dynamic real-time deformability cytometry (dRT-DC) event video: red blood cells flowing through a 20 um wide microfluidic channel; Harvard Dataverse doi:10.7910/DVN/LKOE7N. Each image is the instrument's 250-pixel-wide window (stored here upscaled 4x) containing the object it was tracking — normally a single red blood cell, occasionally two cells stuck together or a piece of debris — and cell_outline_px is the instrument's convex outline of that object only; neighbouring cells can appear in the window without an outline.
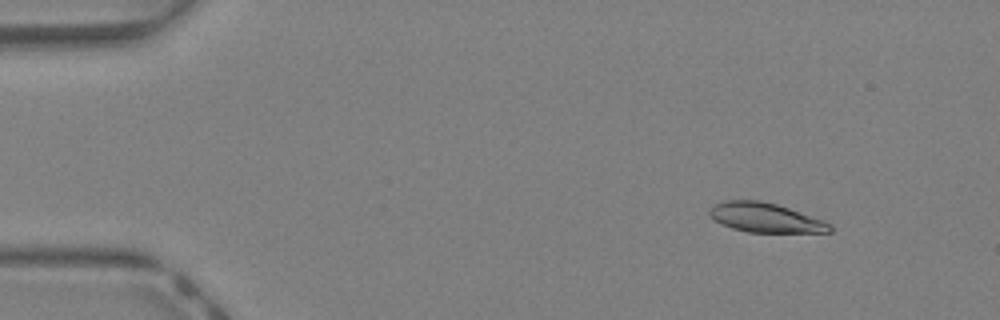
{"species": "Egyptian fruit bat (a non-hibernating species)", "species_latin": "Rousettus aegyptiacus", "temperature_condition": "warm", "stored_images_in_passage": 42, "camera_frame_rate_fps": 3000, "um_per_image_px": 0.085, "animal": {"sex": "female"}, "frame": {"image": 1, "passage_image": 5, "time_ms": 1.333, "image_size_px": [1000, 320], "cell_outline_px": [[832, 232], [748, 232], [732, 228], [712, 220], [708, 216], [708, 212], [716, 204], [724, 200], [760, 200], [776, 204], [824, 220], [832, 224]], "centroid_in_image_um": [65.04, 18.5], "position_along_channel_um": 20.0, "area_um2": 20.63}}
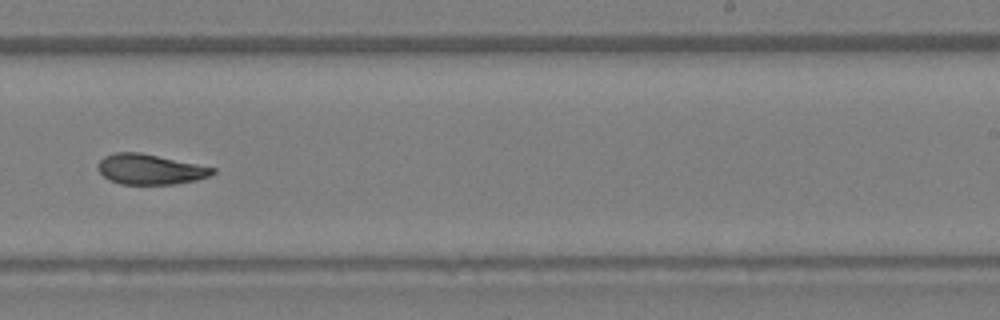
{"frame": {"image": 2, "passage_image": 27, "time_ms": 8.667, "image_size_px": [1000, 320], "cell_outline_px": [[216, 172], [208, 176], [196, 180], [176, 184], [120, 184], [108, 180], [100, 172], [100, 160], [104, 156], [112, 152], [140, 152], [216, 168]], "centroid_in_image_um": [12.76, 14.39], "position_along_channel_um": 276.2, "area_um2": 20.11}}
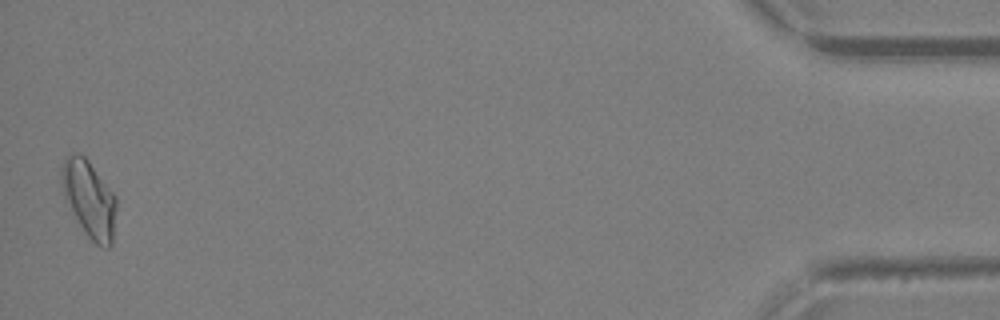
{"frame": {"image": 3, "passage_image": 42, "time_ms": 13.667, "image_size_px": [1000, 320], "cell_outline_px": [[116, 208], [112, 244], [108, 248], [104, 248], [96, 244], [88, 236], [64, 200], [60, 184], [60, 172], [64, 156], [72, 152], [80, 152], [88, 160], [116, 196]], "centroid_in_image_um": [7.54, 16.86], "position_along_channel_um": 427.7, "area_um2": 24.8}, "authors_computed_cell_mechanics": {"area_um2": 21.097, "velocity_mm_per_s": 4.8422, "shape_relaxation_time_tau1_ms": 7.4515, "shape_relaxation_time_tau2_ms": 2.4542, "deformation_change_tau1": 0.1923, "deformation_change_tau2": 0.09}}